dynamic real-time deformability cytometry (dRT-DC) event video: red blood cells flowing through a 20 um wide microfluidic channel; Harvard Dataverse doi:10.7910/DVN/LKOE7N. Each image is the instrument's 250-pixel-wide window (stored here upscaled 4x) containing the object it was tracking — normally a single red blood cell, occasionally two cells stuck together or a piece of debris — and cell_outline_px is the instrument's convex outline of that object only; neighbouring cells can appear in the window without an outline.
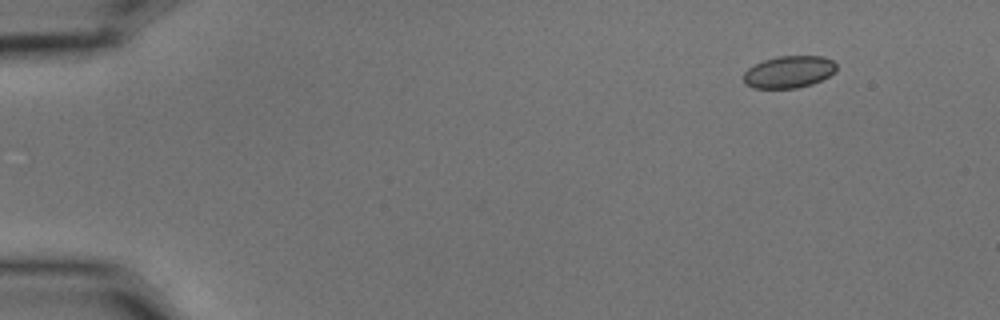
{"species": "common noctule bat (a hibernating species)", "species_latin": "Nyctalus noctula", "temperature_condition": "cold", "stored_images_in_passage": 3, "segment_of_instrument_passage": [1, 2], "camera_frame_rate_fps": 3000, "um_per_image_px": 0.085, "animal": {"sex": "male", "body_mass_g": 15.6}, "frame": {"image": 1, "passage_image": 1, "time_ms": 0.0, "image_size_px": [1000, 320], "cell_outline_px": [[836, 72], [812, 84], [796, 88], [752, 88], [744, 84], [744, 72], [748, 68], [764, 60], [776, 56], [824, 56], [832, 60], [836, 64]], "centroid_in_image_um": [67.05, 6.11], "position_along_channel_um": 17.9, "area_um2": 17.4}}